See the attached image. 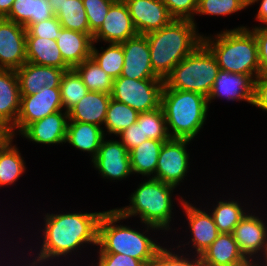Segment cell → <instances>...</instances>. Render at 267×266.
<instances>
[{"instance_id":"cell-37","label":"cell","mask_w":267,"mask_h":266,"mask_svg":"<svg viewBox=\"0 0 267 266\" xmlns=\"http://www.w3.org/2000/svg\"><path fill=\"white\" fill-rule=\"evenodd\" d=\"M248 8V0H198L196 15L226 16Z\"/></svg>"},{"instance_id":"cell-17","label":"cell","mask_w":267,"mask_h":266,"mask_svg":"<svg viewBox=\"0 0 267 266\" xmlns=\"http://www.w3.org/2000/svg\"><path fill=\"white\" fill-rule=\"evenodd\" d=\"M138 34L160 30L174 18L161 0H124Z\"/></svg>"},{"instance_id":"cell-44","label":"cell","mask_w":267,"mask_h":266,"mask_svg":"<svg viewBox=\"0 0 267 266\" xmlns=\"http://www.w3.org/2000/svg\"><path fill=\"white\" fill-rule=\"evenodd\" d=\"M250 30L258 43L260 74L267 75V25H257Z\"/></svg>"},{"instance_id":"cell-33","label":"cell","mask_w":267,"mask_h":266,"mask_svg":"<svg viewBox=\"0 0 267 266\" xmlns=\"http://www.w3.org/2000/svg\"><path fill=\"white\" fill-rule=\"evenodd\" d=\"M73 69L89 91L111 94L113 79L91 57Z\"/></svg>"},{"instance_id":"cell-30","label":"cell","mask_w":267,"mask_h":266,"mask_svg":"<svg viewBox=\"0 0 267 266\" xmlns=\"http://www.w3.org/2000/svg\"><path fill=\"white\" fill-rule=\"evenodd\" d=\"M13 139L0 148V187L15 184L26 173V163L19 148L12 143Z\"/></svg>"},{"instance_id":"cell-45","label":"cell","mask_w":267,"mask_h":266,"mask_svg":"<svg viewBox=\"0 0 267 266\" xmlns=\"http://www.w3.org/2000/svg\"><path fill=\"white\" fill-rule=\"evenodd\" d=\"M252 105L267 112V75L260 74L255 79Z\"/></svg>"},{"instance_id":"cell-46","label":"cell","mask_w":267,"mask_h":266,"mask_svg":"<svg viewBox=\"0 0 267 266\" xmlns=\"http://www.w3.org/2000/svg\"><path fill=\"white\" fill-rule=\"evenodd\" d=\"M260 3L255 18L263 25H267V0H248V6Z\"/></svg>"},{"instance_id":"cell-16","label":"cell","mask_w":267,"mask_h":266,"mask_svg":"<svg viewBox=\"0 0 267 266\" xmlns=\"http://www.w3.org/2000/svg\"><path fill=\"white\" fill-rule=\"evenodd\" d=\"M124 65L120 76L135 80L161 79L153 70L147 37L138 34L121 43Z\"/></svg>"},{"instance_id":"cell-39","label":"cell","mask_w":267,"mask_h":266,"mask_svg":"<svg viewBox=\"0 0 267 266\" xmlns=\"http://www.w3.org/2000/svg\"><path fill=\"white\" fill-rule=\"evenodd\" d=\"M116 0H83L89 29L94 34L102 25L111 5Z\"/></svg>"},{"instance_id":"cell-13","label":"cell","mask_w":267,"mask_h":266,"mask_svg":"<svg viewBox=\"0 0 267 266\" xmlns=\"http://www.w3.org/2000/svg\"><path fill=\"white\" fill-rule=\"evenodd\" d=\"M181 198V199H180ZM178 201L180 202V207H182L183 212L185 213L188 221L189 230L191 233V240L186 244H178V250H182L179 248L180 246L185 247V245L191 246L193 250L195 249V255H201L218 237L220 234L217 226L215 225L214 218L210 211H205L200 207H196L192 203H189L188 200H184L180 197Z\"/></svg>"},{"instance_id":"cell-12","label":"cell","mask_w":267,"mask_h":266,"mask_svg":"<svg viewBox=\"0 0 267 266\" xmlns=\"http://www.w3.org/2000/svg\"><path fill=\"white\" fill-rule=\"evenodd\" d=\"M250 213L240 220L232 234L241 253L253 265L267 253V225L259 215Z\"/></svg>"},{"instance_id":"cell-24","label":"cell","mask_w":267,"mask_h":266,"mask_svg":"<svg viewBox=\"0 0 267 266\" xmlns=\"http://www.w3.org/2000/svg\"><path fill=\"white\" fill-rule=\"evenodd\" d=\"M56 41L63 60L71 68L91 57L93 38L89 34L61 28Z\"/></svg>"},{"instance_id":"cell-49","label":"cell","mask_w":267,"mask_h":266,"mask_svg":"<svg viewBox=\"0 0 267 266\" xmlns=\"http://www.w3.org/2000/svg\"><path fill=\"white\" fill-rule=\"evenodd\" d=\"M253 266H267V253L261 256Z\"/></svg>"},{"instance_id":"cell-5","label":"cell","mask_w":267,"mask_h":266,"mask_svg":"<svg viewBox=\"0 0 267 266\" xmlns=\"http://www.w3.org/2000/svg\"><path fill=\"white\" fill-rule=\"evenodd\" d=\"M208 105L207 97L200 93L170 89L164 84L161 107L171 139L193 140L206 124Z\"/></svg>"},{"instance_id":"cell-6","label":"cell","mask_w":267,"mask_h":266,"mask_svg":"<svg viewBox=\"0 0 267 266\" xmlns=\"http://www.w3.org/2000/svg\"><path fill=\"white\" fill-rule=\"evenodd\" d=\"M146 179L131 193L128 206L115 209L125 219L138 215L142 225H152L167 233L171 230L172 194L176 187L154 178Z\"/></svg>"},{"instance_id":"cell-19","label":"cell","mask_w":267,"mask_h":266,"mask_svg":"<svg viewBox=\"0 0 267 266\" xmlns=\"http://www.w3.org/2000/svg\"><path fill=\"white\" fill-rule=\"evenodd\" d=\"M68 122V112H54L31 123L20 135L37 144H65Z\"/></svg>"},{"instance_id":"cell-48","label":"cell","mask_w":267,"mask_h":266,"mask_svg":"<svg viewBox=\"0 0 267 266\" xmlns=\"http://www.w3.org/2000/svg\"><path fill=\"white\" fill-rule=\"evenodd\" d=\"M14 0H0V18H5L12 7Z\"/></svg>"},{"instance_id":"cell-11","label":"cell","mask_w":267,"mask_h":266,"mask_svg":"<svg viewBox=\"0 0 267 266\" xmlns=\"http://www.w3.org/2000/svg\"><path fill=\"white\" fill-rule=\"evenodd\" d=\"M103 138L98 154L91 159L93 167L103 179L124 180L133 175L130 155L120 140H107Z\"/></svg>"},{"instance_id":"cell-9","label":"cell","mask_w":267,"mask_h":266,"mask_svg":"<svg viewBox=\"0 0 267 266\" xmlns=\"http://www.w3.org/2000/svg\"><path fill=\"white\" fill-rule=\"evenodd\" d=\"M20 96L18 119L10 129L13 138L17 134L20 135L31 123L41 120L54 112L64 110L60 88L44 86L36 94Z\"/></svg>"},{"instance_id":"cell-34","label":"cell","mask_w":267,"mask_h":266,"mask_svg":"<svg viewBox=\"0 0 267 266\" xmlns=\"http://www.w3.org/2000/svg\"><path fill=\"white\" fill-rule=\"evenodd\" d=\"M100 52L94 42L91 50V58L114 80L120 77L124 65V53L122 44L107 43Z\"/></svg>"},{"instance_id":"cell-42","label":"cell","mask_w":267,"mask_h":266,"mask_svg":"<svg viewBox=\"0 0 267 266\" xmlns=\"http://www.w3.org/2000/svg\"><path fill=\"white\" fill-rule=\"evenodd\" d=\"M98 261L93 266H146L141 260L120 253H98Z\"/></svg>"},{"instance_id":"cell-18","label":"cell","mask_w":267,"mask_h":266,"mask_svg":"<svg viewBox=\"0 0 267 266\" xmlns=\"http://www.w3.org/2000/svg\"><path fill=\"white\" fill-rule=\"evenodd\" d=\"M254 79L249 75L220 70L210 92L208 104L215 99L225 98L228 101H246L253 103Z\"/></svg>"},{"instance_id":"cell-3","label":"cell","mask_w":267,"mask_h":266,"mask_svg":"<svg viewBox=\"0 0 267 266\" xmlns=\"http://www.w3.org/2000/svg\"><path fill=\"white\" fill-rule=\"evenodd\" d=\"M124 219L116 209L104 211L98 224L97 248L99 249L97 253L125 254L141 260L147 266L162 247L160 243L152 240L147 234L149 230L160 231V229L144 224L143 227L146 230L140 232L125 224H117Z\"/></svg>"},{"instance_id":"cell-8","label":"cell","mask_w":267,"mask_h":266,"mask_svg":"<svg viewBox=\"0 0 267 266\" xmlns=\"http://www.w3.org/2000/svg\"><path fill=\"white\" fill-rule=\"evenodd\" d=\"M163 79L135 80L120 76L113 80L111 98L124 103L138 113L161 107Z\"/></svg>"},{"instance_id":"cell-4","label":"cell","mask_w":267,"mask_h":266,"mask_svg":"<svg viewBox=\"0 0 267 266\" xmlns=\"http://www.w3.org/2000/svg\"><path fill=\"white\" fill-rule=\"evenodd\" d=\"M203 43L216 57L220 70L249 75L254 80L260 75L258 43L249 27L203 35Z\"/></svg>"},{"instance_id":"cell-35","label":"cell","mask_w":267,"mask_h":266,"mask_svg":"<svg viewBox=\"0 0 267 266\" xmlns=\"http://www.w3.org/2000/svg\"><path fill=\"white\" fill-rule=\"evenodd\" d=\"M88 91L81 77L73 68L65 71L60 84L61 101L64 111L68 112Z\"/></svg>"},{"instance_id":"cell-25","label":"cell","mask_w":267,"mask_h":266,"mask_svg":"<svg viewBox=\"0 0 267 266\" xmlns=\"http://www.w3.org/2000/svg\"><path fill=\"white\" fill-rule=\"evenodd\" d=\"M104 127L94 124L69 121L67 127L66 141L79 151L87 152L93 159L97 154L104 134Z\"/></svg>"},{"instance_id":"cell-43","label":"cell","mask_w":267,"mask_h":266,"mask_svg":"<svg viewBox=\"0 0 267 266\" xmlns=\"http://www.w3.org/2000/svg\"><path fill=\"white\" fill-rule=\"evenodd\" d=\"M117 136L120 137L121 143L127 148L128 152L148 139L147 137H144L142 123L138 122L131 124Z\"/></svg>"},{"instance_id":"cell-10","label":"cell","mask_w":267,"mask_h":266,"mask_svg":"<svg viewBox=\"0 0 267 266\" xmlns=\"http://www.w3.org/2000/svg\"><path fill=\"white\" fill-rule=\"evenodd\" d=\"M191 141L188 139H170L164 142L153 178L178 187L187 176L190 167V153L187 150V145L192 143Z\"/></svg>"},{"instance_id":"cell-36","label":"cell","mask_w":267,"mask_h":266,"mask_svg":"<svg viewBox=\"0 0 267 266\" xmlns=\"http://www.w3.org/2000/svg\"><path fill=\"white\" fill-rule=\"evenodd\" d=\"M137 122L142 123L144 137L153 140H170L162 107L139 113Z\"/></svg>"},{"instance_id":"cell-28","label":"cell","mask_w":267,"mask_h":266,"mask_svg":"<svg viewBox=\"0 0 267 266\" xmlns=\"http://www.w3.org/2000/svg\"><path fill=\"white\" fill-rule=\"evenodd\" d=\"M166 141L169 140L147 139L132 149L129 152L132 173L153 178L157 169L161 147Z\"/></svg>"},{"instance_id":"cell-22","label":"cell","mask_w":267,"mask_h":266,"mask_svg":"<svg viewBox=\"0 0 267 266\" xmlns=\"http://www.w3.org/2000/svg\"><path fill=\"white\" fill-rule=\"evenodd\" d=\"M20 97L16 71L0 69V121L9 129L18 119Z\"/></svg>"},{"instance_id":"cell-26","label":"cell","mask_w":267,"mask_h":266,"mask_svg":"<svg viewBox=\"0 0 267 266\" xmlns=\"http://www.w3.org/2000/svg\"><path fill=\"white\" fill-rule=\"evenodd\" d=\"M27 62L49 67L72 69L61 55L57 41L41 37H26Z\"/></svg>"},{"instance_id":"cell-32","label":"cell","mask_w":267,"mask_h":266,"mask_svg":"<svg viewBox=\"0 0 267 266\" xmlns=\"http://www.w3.org/2000/svg\"><path fill=\"white\" fill-rule=\"evenodd\" d=\"M138 115L139 113L130 106L111 98L104 122L105 130L103 131L105 136L107 133L109 136L112 134L117 136L131 124L136 123Z\"/></svg>"},{"instance_id":"cell-14","label":"cell","mask_w":267,"mask_h":266,"mask_svg":"<svg viewBox=\"0 0 267 266\" xmlns=\"http://www.w3.org/2000/svg\"><path fill=\"white\" fill-rule=\"evenodd\" d=\"M138 35L124 0H116L110 7L100 28L93 34V42L121 44ZM102 40V41H101Z\"/></svg>"},{"instance_id":"cell-15","label":"cell","mask_w":267,"mask_h":266,"mask_svg":"<svg viewBox=\"0 0 267 266\" xmlns=\"http://www.w3.org/2000/svg\"><path fill=\"white\" fill-rule=\"evenodd\" d=\"M26 62V28L0 18V69L16 70Z\"/></svg>"},{"instance_id":"cell-20","label":"cell","mask_w":267,"mask_h":266,"mask_svg":"<svg viewBox=\"0 0 267 266\" xmlns=\"http://www.w3.org/2000/svg\"><path fill=\"white\" fill-rule=\"evenodd\" d=\"M20 95H33L44 86L60 88L61 79L65 70L26 62L16 69Z\"/></svg>"},{"instance_id":"cell-38","label":"cell","mask_w":267,"mask_h":266,"mask_svg":"<svg viewBox=\"0 0 267 266\" xmlns=\"http://www.w3.org/2000/svg\"><path fill=\"white\" fill-rule=\"evenodd\" d=\"M167 248L162 246L147 266H202L199 255H192L190 258L187 253L179 255L173 252L175 247Z\"/></svg>"},{"instance_id":"cell-29","label":"cell","mask_w":267,"mask_h":266,"mask_svg":"<svg viewBox=\"0 0 267 266\" xmlns=\"http://www.w3.org/2000/svg\"><path fill=\"white\" fill-rule=\"evenodd\" d=\"M48 0H14L8 20L24 26L34 24L54 17Z\"/></svg>"},{"instance_id":"cell-31","label":"cell","mask_w":267,"mask_h":266,"mask_svg":"<svg viewBox=\"0 0 267 266\" xmlns=\"http://www.w3.org/2000/svg\"><path fill=\"white\" fill-rule=\"evenodd\" d=\"M212 207L213 210L210 213L219 233L223 234H232L240 220L248 213V209L243 208L238 199L237 201L230 200V198L228 200L221 199Z\"/></svg>"},{"instance_id":"cell-47","label":"cell","mask_w":267,"mask_h":266,"mask_svg":"<svg viewBox=\"0 0 267 266\" xmlns=\"http://www.w3.org/2000/svg\"><path fill=\"white\" fill-rule=\"evenodd\" d=\"M12 138V135L10 133V129L6 127L1 121H0V148L10 139Z\"/></svg>"},{"instance_id":"cell-27","label":"cell","mask_w":267,"mask_h":266,"mask_svg":"<svg viewBox=\"0 0 267 266\" xmlns=\"http://www.w3.org/2000/svg\"><path fill=\"white\" fill-rule=\"evenodd\" d=\"M48 3L62 28L93 36L89 29L83 0H48Z\"/></svg>"},{"instance_id":"cell-41","label":"cell","mask_w":267,"mask_h":266,"mask_svg":"<svg viewBox=\"0 0 267 266\" xmlns=\"http://www.w3.org/2000/svg\"><path fill=\"white\" fill-rule=\"evenodd\" d=\"M174 19L192 20L197 27L196 15L198 0H161Z\"/></svg>"},{"instance_id":"cell-1","label":"cell","mask_w":267,"mask_h":266,"mask_svg":"<svg viewBox=\"0 0 267 266\" xmlns=\"http://www.w3.org/2000/svg\"><path fill=\"white\" fill-rule=\"evenodd\" d=\"M103 213L104 211L45 214L43 230L40 228L43 232V242H39L41 249L38 250L37 256L34 255L35 259L32 258L26 265L44 266L43 264H48L49 261L53 265L54 258L56 261L62 256L66 260L68 255L79 252V249H84L87 244L98 246V224Z\"/></svg>"},{"instance_id":"cell-23","label":"cell","mask_w":267,"mask_h":266,"mask_svg":"<svg viewBox=\"0 0 267 266\" xmlns=\"http://www.w3.org/2000/svg\"><path fill=\"white\" fill-rule=\"evenodd\" d=\"M111 99L110 94L88 91L87 94L68 111L69 121L84 122L102 127Z\"/></svg>"},{"instance_id":"cell-21","label":"cell","mask_w":267,"mask_h":266,"mask_svg":"<svg viewBox=\"0 0 267 266\" xmlns=\"http://www.w3.org/2000/svg\"><path fill=\"white\" fill-rule=\"evenodd\" d=\"M200 260L202 266H253L241 253L233 234L220 233Z\"/></svg>"},{"instance_id":"cell-2","label":"cell","mask_w":267,"mask_h":266,"mask_svg":"<svg viewBox=\"0 0 267 266\" xmlns=\"http://www.w3.org/2000/svg\"><path fill=\"white\" fill-rule=\"evenodd\" d=\"M145 36L152 68L163 80L203 42V34L198 32L192 20L186 19H173L165 27Z\"/></svg>"},{"instance_id":"cell-7","label":"cell","mask_w":267,"mask_h":266,"mask_svg":"<svg viewBox=\"0 0 267 266\" xmlns=\"http://www.w3.org/2000/svg\"><path fill=\"white\" fill-rule=\"evenodd\" d=\"M220 68L216 57L202 42L164 79L170 89L197 92L208 97Z\"/></svg>"},{"instance_id":"cell-40","label":"cell","mask_w":267,"mask_h":266,"mask_svg":"<svg viewBox=\"0 0 267 266\" xmlns=\"http://www.w3.org/2000/svg\"><path fill=\"white\" fill-rule=\"evenodd\" d=\"M61 28L58 18L54 16L41 22L29 24L26 27V37H41L57 40Z\"/></svg>"}]
</instances>
